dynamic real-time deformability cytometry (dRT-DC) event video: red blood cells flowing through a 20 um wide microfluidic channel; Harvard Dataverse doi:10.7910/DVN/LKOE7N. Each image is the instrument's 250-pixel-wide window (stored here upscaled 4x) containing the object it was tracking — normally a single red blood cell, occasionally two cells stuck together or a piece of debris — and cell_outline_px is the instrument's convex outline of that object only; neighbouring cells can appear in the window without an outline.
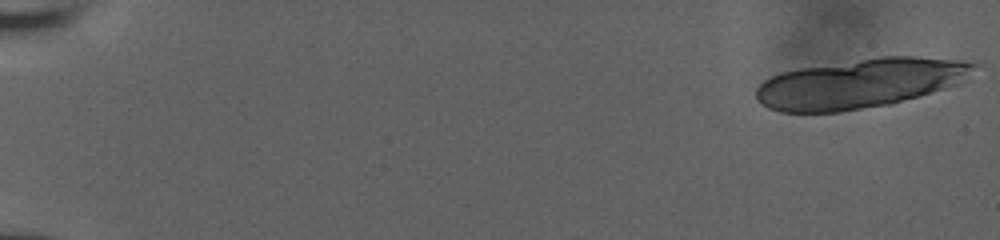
{"species": "human", "species_latin": "Homo sapiens", "temperature_condition": "room temperature", "stored_images_in_passage": 22, "camera_frame_rate_fps": 3000, "um_per_image_px": 0.085, "donor": {"sex": "male"}, "frame": {"image": 1, "passage_image": 1, "time_ms": 0.0, "image_size_px": [1000, 240], "cell_outline_px": [[984, 64], [960, 84], [892, 104], [840, 112], [780, 112], [768, 108], [756, 100], [756, 88], [764, 80], [772, 76], [784, 72], [800, 68], [880, 56], [912, 56], [960, 60]], "centroid_in_image_um": [73.18, 7.09], "position_along_channel_um": 11.8, "area_um2": 63.18}}